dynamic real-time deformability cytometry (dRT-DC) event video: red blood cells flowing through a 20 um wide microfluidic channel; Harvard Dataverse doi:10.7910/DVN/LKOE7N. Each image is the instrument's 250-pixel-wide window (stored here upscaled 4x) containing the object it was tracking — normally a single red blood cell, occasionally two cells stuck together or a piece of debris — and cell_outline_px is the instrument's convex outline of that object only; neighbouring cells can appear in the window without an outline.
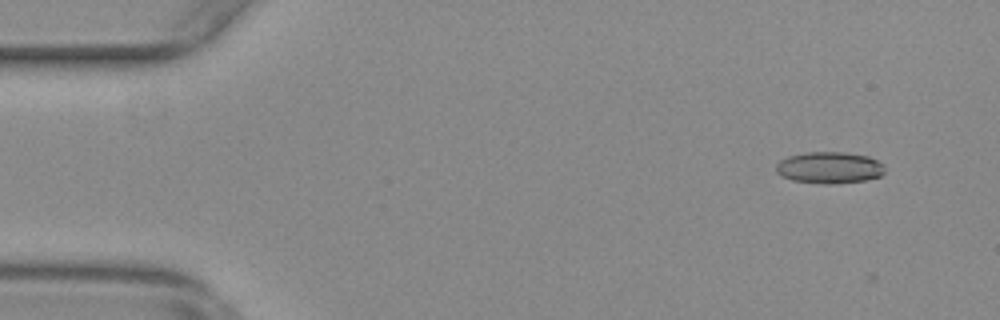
{"species": "common noctule bat (a hibernating species)", "species_latin": "Nyctalus noctula", "temperature_condition": "warm", "stored_images_in_passage": 7, "camera_frame_rate_fps": 3000, "um_per_image_px": 0.085, "animal": {"sex": "female", "body_mass_g": 29.2, "forearm_length_mm": 56.3}, "frame": {"image": 1, "passage_image": 1, "time_ms": 0.0, "image_size_px": [1000, 320], "cell_outline_px": [[884, 172], [880, 176], [864, 180], [828, 184], [824, 184], [792, 180], [776, 172], [776, 164], [780, 160], [788, 156], [804, 152], [844, 152], [868, 156], [884, 164]], "centroid_in_image_um": [70.49, 14.24], "position_along_channel_um": 14.5, "area_um2": 19.94}}